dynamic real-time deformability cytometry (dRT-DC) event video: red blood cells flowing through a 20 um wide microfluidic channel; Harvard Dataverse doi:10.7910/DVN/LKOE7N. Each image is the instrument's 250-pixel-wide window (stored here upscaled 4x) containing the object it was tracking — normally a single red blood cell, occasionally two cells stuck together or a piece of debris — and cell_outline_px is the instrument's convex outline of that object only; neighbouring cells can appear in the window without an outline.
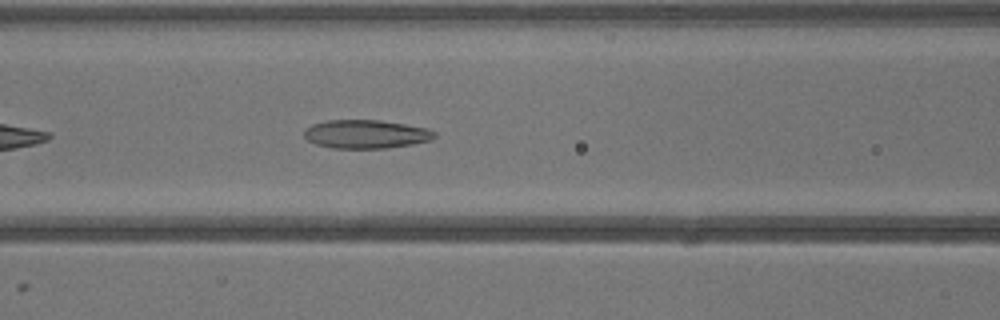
{"species": "common noctule bat (a hibernating species)", "species_latin": "Nyctalus noctula", "temperature_condition": "warm", "stored_images_in_passage": 26, "camera_frame_rate_fps": 3000, "um_per_image_px": 0.085, "animal": {"sex": "male", "body_mass_g": 13.3}, "frame": {"image": 1, "passage_image": 6, "time_ms": 1.667, "image_size_px": [1000, 320], "cell_outline_px": [[436, 136], [428, 140], [412, 144], [384, 148], [332, 148], [316, 144], [308, 140], [304, 136], [304, 132], [312, 124], [328, 120], [380, 120], [428, 128], [436, 132]], "centroid_in_image_um": [31.1, 11.39], "position_along_channel_um": 135.5, "area_um2": 21.5}}
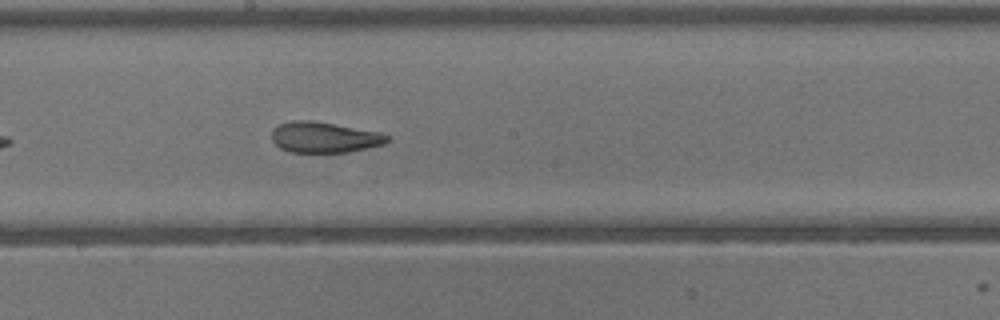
{"frame": {"image": 2, "passage_image": 11, "time_ms": 3.333, "image_size_px": [1000, 320], "cell_outline_px": [[388, 140], [384, 144], [348, 152], [288, 152], [280, 148], [272, 140], [272, 128], [280, 124], [292, 120], [312, 120], [380, 132], [388, 136]], "centroid_in_image_um": [27.53, 11.67], "position_along_channel_um": 220.7, "area_um2": 20.63}}
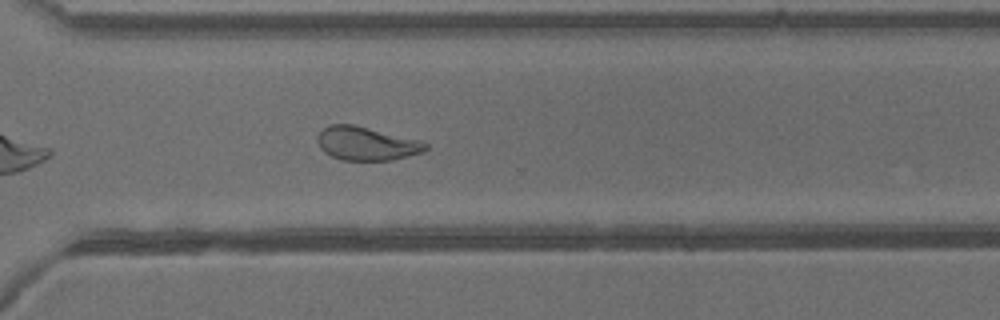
{"frame": {"image": 3, "passage_image": 18, "time_ms": 5.667, "image_size_px": [1000, 320], "cell_outline_px": [[428, 148], [420, 152], [408, 156], [392, 160], [344, 160], [332, 156], [324, 152], [320, 148], [316, 140], [316, 136], [328, 124], [352, 124], [424, 140], [428, 144]], "centroid_in_image_um": [31.16, 12.19], "position_along_channel_um": 339.4, "area_um2": 21.33}}